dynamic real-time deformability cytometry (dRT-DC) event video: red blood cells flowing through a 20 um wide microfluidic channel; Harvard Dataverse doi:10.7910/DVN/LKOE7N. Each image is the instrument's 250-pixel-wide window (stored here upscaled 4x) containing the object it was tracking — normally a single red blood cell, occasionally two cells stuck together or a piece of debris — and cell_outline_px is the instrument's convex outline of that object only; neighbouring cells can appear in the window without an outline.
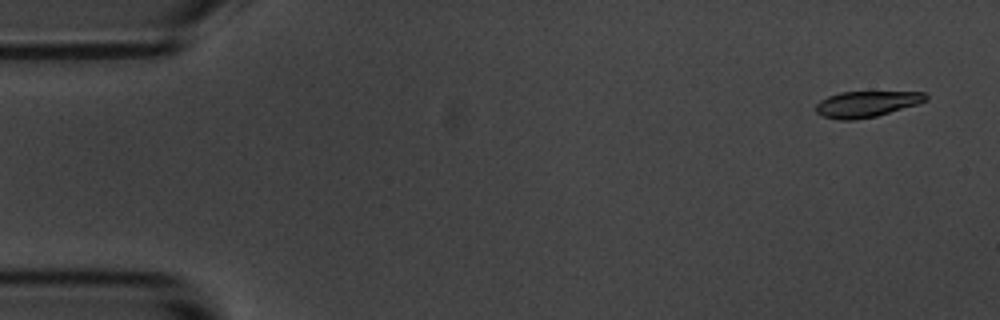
{"species": "common noctule bat (a hibernating species)", "species_latin": "Nyctalus noctula", "temperature_condition": "room temperature", "stored_images_in_passage": 4, "camera_frame_rate_fps": 3000, "um_per_image_px": 0.085, "animal": {"sex": "male", "body_mass_g": 20.1, "forearm_length_mm": 53.5}, "frame": {"image": 1, "passage_image": 1, "time_ms": 0.0, "image_size_px": [1000, 320], "cell_outline_px": [[928, 100], [916, 104], [876, 116], [852, 120], [840, 120], [824, 116], [816, 112], [816, 104], [820, 100], [828, 96], [840, 92], [924, 92], [928, 96]], "centroid_in_image_um": [73.64, 8.83], "position_along_channel_um": 11.4, "area_um2": 16.42}}